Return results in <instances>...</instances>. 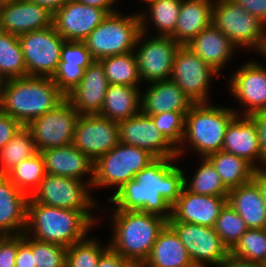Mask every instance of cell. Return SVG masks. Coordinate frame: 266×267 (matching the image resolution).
<instances>
[{"instance_id":"37","label":"cell","mask_w":266,"mask_h":267,"mask_svg":"<svg viewBox=\"0 0 266 267\" xmlns=\"http://www.w3.org/2000/svg\"><path fill=\"white\" fill-rule=\"evenodd\" d=\"M45 175L44 160L39 151L32 157L21 161L6 174L18 189L29 196L40 185Z\"/></svg>"},{"instance_id":"52","label":"cell","mask_w":266,"mask_h":267,"mask_svg":"<svg viewBox=\"0 0 266 267\" xmlns=\"http://www.w3.org/2000/svg\"><path fill=\"white\" fill-rule=\"evenodd\" d=\"M76 1L92 7L104 9L109 14L117 12L115 7H113V4H115L117 0H76Z\"/></svg>"},{"instance_id":"22","label":"cell","mask_w":266,"mask_h":267,"mask_svg":"<svg viewBox=\"0 0 266 267\" xmlns=\"http://www.w3.org/2000/svg\"><path fill=\"white\" fill-rule=\"evenodd\" d=\"M222 151L245 159L255 169L266 167V162L261 155L257 128L249 116L237 115L229 123ZM257 161L261 165H258Z\"/></svg>"},{"instance_id":"57","label":"cell","mask_w":266,"mask_h":267,"mask_svg":"<svg viewBox=\"0 0 266 267\" xmlns=\"http://www.w3.org/2000/svg\"><path fill=\"white\" fill-rule=\"evenodd\" d=\"M143 3L145 2L146 5H149L150 3L154 2L155 0H142Z\"/></svg>"},{"instance_id":"28","label":"cell","mask_w":266,"mask_h":267,"mask_svg":"<svg viewBox=\"0 0 266 267\" xmlns=\"http://www.w3.org/2000/svg\"><path fill=\"white\" fill-rule=\"evenodd\" d=\"M214 0H182L176 27L171 36L186 46L202 30L212 25Z\"/></svg>"},{"instance_id":"16","label":"cell","mask_w":266,"mask_h":267,"mask_svg":"<svg viewBox=\"0 0 266 267\" xmlns=\"http://www.w3.org/2000/svg\"><path fill=\"white\" fill-rule=\"evenodd\" d=\"M119 142L149 151L156 158L178 157L177 150L165 139L149 115L141 111L118 122Z\"/></svg>"},{"instance_id":"45","label":"cell","mask_w":266,"mask_h":267,"mask_svg":"<svg viewBox=\"0 0 266 267\" xmlns=\"http://www.w3.org/2000/svg\"><path fill=\"white\" fill-rule=\"evenodd\" d=\"M15 267H36L32 253V237L25 233L18 234V251L15 258Z\"/></svg>"},{"instance_id":"56","label":"cell","mask_w":266,"mask_h":267,"mask_svg":"<svg viewBox=\"0 0 266 267\" xmlns=\"http://www.w3.org/2000/svg\"><path fill=\"white\" fill-rule=\"evenodd\" d=\"M14 0H0V5H3V4H7V3H10Z\"/></svg>"},{"instance_id":"40","label":"cell","mask_w":266,"mask_h":267,"mask_svg":"<svg viewBox=\"0 0 266 267\" xmlns=\"http://www.w3.org/2000/svg\"><path fill=\"white\" fill-rule=\"evenodd\" d=\"M236 258L263 263L266 258V228L248 229L230 250Z\"/></svg>"},{"instance_id":"17","label":"cell","mask_w":266,"mask_h":267,"mask_svg":"<svg viewBox=\"0 0 266 267\" xmlns=\"http://www.w3.org/2000/svg\"><path fill=\"white\" fill-rule=\"evenodd\" d=\"M259 63L247 61L229 80V91L246 108L240 116L266 110V67Z\"/></svg>"},{"instance_id":"18","label":"cell","mask_w":266,"mask_h":267,"mask_svg":"<svg viewBox=\"0 0 266 267\" xmlns=\"http://www.w3.org/2000/svg\"><path fill=\"white\" fill-rule=\"evenodd\" d=\"M108 14L104 9L68 0L53 15V26L65 41H84Z\"/></svg>"},{"instance_id":"1","label":"cell","mask_w":266,"mask_h":267,"mask_svg":"<svg viewBox=\"0 0 266 267\" xmlns=\"http://www.w3.org/2000/svg\"><path fill=\"white\" fill-rule=\"evenodd\" d=\"M174 158H156L115 192L109 201L113 210L140 211L171 218L172 206L184 187V170Z\"/></svg>"},{"instance_id":"7","label":"cell","mask_w":266,"mask_h":267,"mask_svg":"<svg viewBox=\"0 0 266 267\" xmlns=\"http://www.w3.org/2000/svg\"><path fill=\"white\" fill-rule=\"evenodd\" d=\"M155 159L156 157L145 149L119 142L94 162L92 189L116 186L117 192Z\"/></svg>"},{"instance_id":"33","label":"cell","mask_w":266,"mask_h":267,"mask_svg":"<svg viewBox=\"0 0 266 267\" xmlns=\"http://www.w3.org/2000/svg\"><path fill=\"white\" fill-rule=\"evenodd\" d=\"M181 4L182 0H155L150 3L147 6L148 12L139 13L142 32L149 33L147 23L152 21L153 27L157 30V35L154 36L171 37L175 31ZM147 13H149L148 17L150 16L149 21Z\"/></svg>"},{"instance_id":"58","label":"cell","mask_w":266,"mask_h":267,"mask_svg":"<svg viewBox=\"0 0 266 267\" xmlns=\"http://www.w3.org/2000/svg\"><path fill=\"white\" fill-rule=\"evenodd\" d=\"M262 266H263V267H266V258H265V260L263 261Z\"/></svg>"},{"instance_id":"49","label":"cell","mask_w":266,"mask_h":267,"mask_svg":"<svg viewBox=\"0 0 266 267\" xmlns=\"http://www.w3.org/2000/svg\"><path fill=\"white\" fill-rule=\"evenodd\" d=\"M249 117L256 125L262 159L266 162V110L254 113Z\"/></svg>"},{"instance_id":"43","label":"cell","mask_w":266,"mask_h":267,"mask_svg":"<svg viewBox=\"0 0 266 267\" xmlns=\"http://www.w3.org/2000/svg\"><path fill=\"white\" fill-rule=\"evenodd\" d=\"M32 253L36 267H66L67 247L32 238Z\"/></svg>"},{"instance_id":"6","label":"cell","mask_w":266,"mask_h":267,"mask_svg":"<svg viewBox=\"0 0 266 267\" xmlns=\"http://www.w3.org/2000/svg\"><path fill=\"white\" fill-rule=\"evenodd\" d=\"M122 14H108L84 40L94 60L134 51L142 32L140 15L139 12L128 16Z\"/></svg>"},{"instance_id":"5","label":"cell","mask_w":266,"mask_h":267,"mask_svg":"<svg viewBox=\"0 0 266 267\" xmlns=\"http://www.w3.org/2000/svg\"><path fill=\"white\" fill-rule=\"evenodd\" d=\"M211 105L195 103L185 115V132L181 146L177 149L178 158L185 153L182 145L186 143L200 157L222 151L227 127L239 113L235 109Z\"/></svg>"},{"instance_id":"11","label":"cell","mask_w":266,"mask_h":267,"mask_svg":"<svg viewBox=\"0 0 266 267\" xmlns=\"http://www.w3.org/2000/svg\"><path fill=\"white\" fill-rule=\"evenodd\" d=\"M79 115L65 99L53 110L31 121L26 127L32 134L37 151L72 144Z\"/></svg>"},{"instance_id":"54","label":"cell","mask_w":266,"mask_h":267,"mask_svg":"<svg viewBox=\"0 0 266 267\" xmlns=\"http://www.w3.org/2000/svg\"><path fill=\"white\" fill-rule=\"evenodd\" d=\"M261 55H263V57L266 56V37L263 40L262 46L258 51Z\"/></svg>"},{"instance_id":"44","label":"cell","mask_w":266,"mask_h":267,"mask_svg":"<svg viewBox=\"0 0 266 267\" xmlns=\"http://www.w3.org/2000/svg\"><path fill=\"white\" fill-rule=\"evenodd\" d=\"M18 234L0 236V267H15Z\"/></svg>"},{"instance_id":"34","label":"cell","mask_w":266,"mask_h":267,"mask_svg":"<svg viewBox=\"0 0 266 267\" xmlns=\"http://www.w3.org/2000/svg\"><path fill=\"white\" fill-rule=\"evenodd\" d=\"M98 61L102 64L109 84L139 87L141 78L134 51L107 56Z\"/></svg>"},{"instance_id":"14","label":"cell","mask_w":266,"mask_h":267,"mask_svg":"<svg viewBox=\"0 0 266 267\" xmlns=\"http://www.w3.org/2000/svg\"><path fill=\"white\" fill-rule=\"evenodd\" d=\"M186 247L195 267L220 265L230 254L214 227L184 222H168Z\"/></svg>"},{"instance_id":"41","label":"cell","mask_w":266,"mask_h":267,"mask_svg":"<svg viewBox=\"0 0 266 267\" xmlns=\"http://www.w3.org/2000/svg\"><path fill=\"white\" fill-rule=\"evenodd\" d=\"M91 238V239H90ZM87 237L67 247L66 267H97L101 254L109 247Z\"/></svg>"},{"instance_id":"38","label":"cell","mask_w":266,"mask_h":267,"mask_svg":"<svg viewBox=\"0 0 266 267\" xmlns=\"http://www.w3.org/2000/svg\"><path fill=\"white\" fill-rule=\"evenodd\" d=\"M201 158V165L192 180L189 181L184 175V187L195 194L228 196L229 190L224 186L212 163L206 157Z\"/></svg>"},{"instance_id":"20","label":"cell","mask_w":266,"mask_h":267,"mask_svg":"<svg viewBox=\"0 0 266 267\" xmlns=\"http://www.w3.org/2000/svg\"><path fill=\"white\" fill-rule=\"evenodd\" d=\"M53 26V14L27 0L0 5V31L16 36Z\"/></svg>"},{"instance_id":"27","label":"cell","mask_w":266,"mask_h":267,"mask_svg":"<svg viewBox=\"0 0 266 267\" xmlns=\"http://www.w3.org/2000/svg\"><path fill=\"white\" fill-rule=\"evenodd\" d=\"M186 46L220 75L221 69L230 61L237 47L213 24L202 30Z\"/></svg>"},{"instance_id":"42","label":"cell","mask_w":266,"mask_h":267,"mask_svg":"<svg viewBox=\"0 0 266 267\" xmlns=\"http://www.w3.org/2000/svg\"><path fill=\"white\" fill-rule=\"evenodd\" d=\"M188 112H165L149 115L165 139L177 150L183 141L185 115Z\"/></svg>"},{"instance_id":"10","label":"cell","mask_w":266,"mask_h":267,"mask_svg":"<svg viewBox=\"0 0 266 267\" xmlns=\"http://www.w3.org/2000/svg\"><path fill=\"white\" fill-rule=\"evenodd\" d=\"M27 69V76L53 77L65 40L54 26L18 36Z\"/></svg>"},{"instance_id":"30","label":"cell","mask_w":266,"mask_h":267,"mask_svg":"<svg viewBox=\"0 0 266 267\" xmlns=\"http://www.w3.org/2000/svg\"><path fill=\"white\" fill-rule=\"evenodd\" d=\"M227 202L249 229L266 228V206L252 180L229 190Z\"/></svg>"},{"instance_id":"12","label":"cell","mask_w":266,"mask_h":267,"mask_svg":"<svg viewBox=\"0 0 266 267\" xmlns=\"http://www.w3.org/2000/svg\"><path fill=\"white\" fill-rule=\"evenodd\" d=\"M213 75H221L207 65L188 46H180L173 63L170 80L194 102L207 103Z\"/></svg>"},{"instance_id":"13","label":"cell","mask_w":266,"mask_h":267,"mask_svg":"<svg viewBox=\"0 0 266 267\" xmlns=\"http://www.w3.org/2000/svg\"><path fill=\"white\" fill-rule=\"evenodd\" d=\"M145 36L148 34L141 32L134 49L141 80L148 83L170 80L174 59L181 45L172 37L154 36L147 40Z\"/></svg>"},{"instance_id":"36","label":"cell","mask_w":266,"mask_h":267,"mask_svg":"<svg viewBox=\"0 0 266 267\" xmlns=\"http://www.w3.org/2000/svg\"><path fill=\"white\" fill-rule=\"evenodd\" d=\"M30 130L22 126L0 151V175H6L21 161L37 153Z\"/></svg>"},{"instance_id":"53","label":"cell","mask_w":266,"mask_h":267,"mask_svg":"<svg viewBox=\"0 0 266 267\" xmlns=\"http://www.w3.org/2000/svg\"><path fill=\"white\" fill-rule=\"evenodd\" d=\"M35 3L43 8H46L53 15L68 1V0H27Z\"/></svg>"},{"instance_id":"8","label":"cell","mask_w":266,"mask_h":267,"mask_svg":"<svg viewBox=\"0 0 266 267\" xmlns=\"http://www.w3.org/2000/svg\"><path fill=\"white\" fill-rule=\"evenodd\" d=\"M89 190H92V181L89 178L82 181L46 173L40 185L29 196L28 202L83 211L94 223H97L98 219L90 211L95 209L97 203Z\"/></svg>"},{"instance_id":"29","label":"cell","mask_w":266,"mask_h":267,"mask_svg":"<svg viewBox=\"0 0 266 267\" xmlns=\"http://www.w3.org/2000/svg\"><path fill=\"white\" fill-rule=\"evenodd\" d=\"M140 267H195L186 247L167 224L159 233L148 258Z\"/></svg>"},{"instance_id":"32","label":"cell","mask_w":266,"mask_h":267,"mask_svg":"<svg viewBox=\"0 0 266 267\" xmlns=\"http://www.w3.org/2000/svg\"><path fill=\"white\" fill-rule=\"evenodd\" d=\"M206 158L212 163L228 190L252 180L255 168L241 157L219 151L208 155Z\"/></svg>"},{"instance_id":"47","label":"cell","mask_w":266,"mask_h":267,"mask_svg":"<svg viewBox=\"0 0 266 267\" xmlns=\"http://www.w3.org/2000/svg\"><path fill=\"white\" fill-rule=\"evenodd\" d=\"M97 267H134L110 246L101 254Z\"/></svg>"},{"instance_id":"24","label":"cell","mask_w":266,"mask_h":267,"mask_svg":"<svg viewBox=\"0 0 266 267\" xmlns=\"http://www.w3.org/2000/svg\"><path fill=\"white\" fill-rule=\"evenodd\" d=\"M40 153L44 160L46 173L82 181L86 179L85 175L90 174L88 178L93 181L94 161L73 144L49 148Z\"/></svg>"},{"instance_id":"35","label":"cell","mask_w":266,"mask_h":267,"mask_svg":"<svg viewBox=\"0 0 266 267\" xmlns=\"http://www.w3.org/2000/svg\"><path fill=\"white\" fill-rule=\"evenodd\" d=\"M0 75L5 80L27 76L19 38L5 31H0Z\"/></svg>"},{"instance_id":"46","label":"cell","mask_w":266,"mask_h":267,"mask_svg":"<svg viewBox=\"0 0 266 267\" xmlns=\"http://www.w3.org/2000/svg\"><path fill=\"white\" fill-rule=\"evenodd\" d=\"M22 126L19 121L0 111V151Z\"/></svg>"},{"instance_id":"50","label":"cell","mask_w":266,"mask_h":267,"mask_svg":"<svg viewBox=\"0 0 266 267\" xmlns=\"http://www.w3.org/2000/svg\"><path fill=\"white\" fill-rule=\"evenodd\" d=\"M252 181L258 188L260 196L266 206V168L255 169L252 174Z\"/></svg>"},{"instance_id":"21","label":"cell","mask_w":266,"mask_h":267,"mask_svg":"<svg viewBox=\"0 0 266 267\" xmlns=\"http://www.w3.org/2000/svg\"><path fill=\"white\" fill-rule=\"evenodd\" d=\"M108 86L102 64L95 60L84 70L81 82L66 96V99L80 115L98 114Z\"/></svg>"},{"instance_id":"51","label":"cell","mask_w":266,"mask_h":267,"mask_svg":"<svg viewBox=\"0 0 266 267\" xmlns=\"http://www.w3.org/2000/svg\"><path fill=\"white\" fill-rule=\"evenodd\" d=\"M217 267H263L261 263L236 258L231 254Z\"/></svg>"},{"instance_id":"19","label":"cell","mask_w":266,"mask_h":267,"mask_svg":"<svg viewBox=\"0 0 266 267\" xmlns=\"http://www.w3.org/2000/svg\"><path fill=\"white\" fill-rule=\"evenodd\" d=\"M228 196L200 195L183 187L180 197L172 206L168 222H184L214 227Z\"/></svg>"},{"instance_id":"15","label":"cell","mask_w":266,"mask_h":267,"mask_svg":"<svg viewBox=\"0 0 266 267\" xmlns=\"http://www.w3.org/2000/svg\"><path fill=\"white\" fill-rule=\"evenodd\" d=\"M118 143V122L97 114L79 115L72 144L92 161L95 162Z\"/></svg>"},{"instance_id":"48","label":"cell","mask_w":266,"mask_h":267,"mask_svg":"<svg viewBox=\"0 0 266 267\" xmlns=\"http://www.w3.org/2000/svg\"><path fill=\"white\" fill-rule=\"evenodd\" d=\"M252 16L266 24V0H233Z\"/></svg>"},{"instance_id":"2","label":"cell","mask_w":266,"mask_h":267,"mask_svg":"<svg viewBox=\"0 0 266 267\" xmlns=\"http://www.w3.org/2000/svg\"><path fill=\"white\" fill-rule=\"evenodd\" d=\"M66 99L51 77L26 76L6 80L0 111L27 126Z\"/></svg>"},{"instance_id":"3","label":"cell","mask_w":266,"mask_h":267,"mask_svg":"<svg viewBox=\"0 0 266 267\" xmlns=\"http://www.w3.org/2000/svg\"><path fill=\"white\" fill-rule=\"evenodd\" d=\"M112 213L113 236L109 246L134 267H140L168 220L140 211L113 210Z\"/></svg>"},{"instance_id":"39","label":"cell","mask_w":266,"mask_h":267,"mask_svg":"<svg viewBox=\"0 0 266 267\" xmlns=\"http://www.w3.org/2000/svg\"><path fill=\"white\" fill-rule=\"evenodd\" d=\"M248 229L244 220L228 202L221 209L214 225L215 232L229 251Z\"/></svg>"},{"instance_id":"26","label":"cell","mask_w":266,"mask_h":267,"mask_svg":"<svg viewBox=\"0 0 266 267\" xmlns=\"http://www.w3.org/2000/svg\"><path fill=\"white\" fill-rule=\"evenodd\" d=\"M141 94V112L155 115L165 112H189L195 104L171 80L151 82Z\"/></svg>"},{"instance_id":"25","label":"cell","mask_w":266,"mask_h":267,"mask_svg":"<svg viewBox=\"0 0 266 267\" xmlns=\"http://www.w3.org/2000/svg\"><path fill=\"white\" fill-rule=\"evenodd\" d=\"M94 61L84 41H65L61 48L59 66L52 80L67 96L81 82L84 70Z\"/></svg>"},{"instance_id":"31","label":"cell","mask_w":266,"mask_h":267,"mask_svg":"<svg viewBox=\"0 0 266 267\" xmlns=\"http://www.w3.org/2000/svg\"><path fill=\"white\" fill-rule=\"evenodd\" d=\"M140 87L109 84L100 112L97 114L116 122L133 117L141 111Z\"/></svg>"},{"instance_id":"23","label":"cell","mask_w":266,"mask_h":267,"mask_svg":"<svg viewBox=\"0 0 266 267\" xmlns=\"http://www.w3.org/2000/svg\"><path fill=\"white\" fill-rule=\"evenodd\" d=\"M29 195L0 175V236L25 233Z\"/></svg>"},{"instance_id":"55","label":"cell","mask_w":266,"mask_h":267,"mask_svg":"<svg viewBox=\"0 0 266 267\" xmlns=\"http://www.w3.org/2000/svg\"><path fill=\"white\" fill-rule=\"evenodd\" d=\"M6 80L0 75V99L4 90Z\"/></svg>"},{"instance_id":"9","label":"cell","mask_w":266,"mask_h":267,"mask_svg":"<svg viewBox=\"0 0 266 267\" xmlns=\"http://www.w3.org/2000/svg\"><path fill=\"white\" fill-rule=\"evenodd\" d=\"M212 24L222 31L237 49L244 47L258 52L266 37V24L233 0H214Z\"/></svg>"},{"instance_id":"4","label":"cell","mask_w":266,"mask_h":267,"mask_svg":"<svg viewBox=\"0 0 266 267\" xmlns=\"http://www.w3.org/2000/svg\"><path fill=\"white\" fill-rule=\"evenodd\" d=\"M94 224L83 211L28 202L25 234L39 241L69 247L85 239Z\"/></svg>"}]
</instances>
